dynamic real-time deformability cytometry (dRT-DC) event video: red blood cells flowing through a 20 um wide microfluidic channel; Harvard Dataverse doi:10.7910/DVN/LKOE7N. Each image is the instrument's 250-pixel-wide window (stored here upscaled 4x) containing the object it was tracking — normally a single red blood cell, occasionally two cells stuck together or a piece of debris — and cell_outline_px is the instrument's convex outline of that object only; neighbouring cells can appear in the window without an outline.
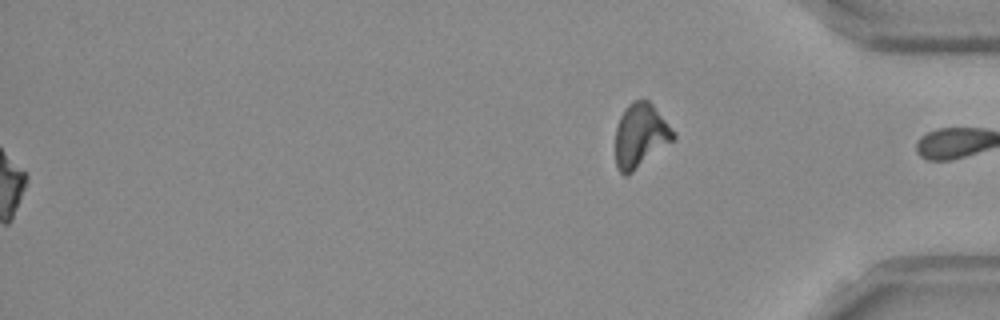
{"species": "Egyptian fruit bat (a non-hibernating species)", "species_latin": "Rousettus aegyptiacus", "temperature_condition": "room temperature", "stored_images_in_passage": 40, "camera_frame_rate_fps": 3000, "um_per_image_px": 0.085, "frame": {"image": 1, "passage_image": 40, "time_ms": 13.0, "image_size_px": [1000, 320], "cell_outline_px": [[676, 136], [672, 140], [632, 172], [624, 176], [616, 168], [616, 128], [620, 116], [624, 108], [632, 100], [648, 100], [652, 104], [676, 132]], "centroid_in_image_um": [54.42, 11.49], "position_along_channel_um": 380.8, "area_um2": 21.33}, "authors_computed_cell_mechanics": {"area_um2": 19.363, "velocity_mm_per_s": 3.803, "shape_relaxation_time_tau1_ms": 10.1097, "shape_relaxation_time_tau2_ms": null, "deformation_change_tau1": 0.2462, "deformation_change_tau2": null}}